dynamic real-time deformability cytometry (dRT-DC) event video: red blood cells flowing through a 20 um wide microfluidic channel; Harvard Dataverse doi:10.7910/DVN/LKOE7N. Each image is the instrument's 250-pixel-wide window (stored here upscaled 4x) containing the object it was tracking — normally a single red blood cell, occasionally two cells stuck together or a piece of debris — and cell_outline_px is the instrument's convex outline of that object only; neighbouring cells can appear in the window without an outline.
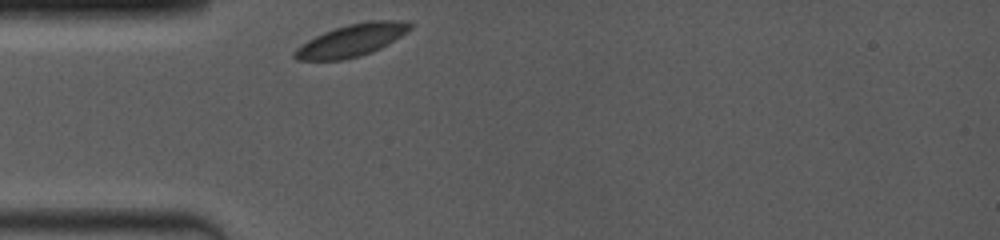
{"species": "common noctule bat (a hibernating species)", "species_latin": "Nyctalus noctula", "temperature_condition": "room temperature", "stored_images_in_passage": 39, "camera_frame_rate_fps": 4000, "um_per_image_px": 0.085, "animal": {"sex": "female", "body_mass_g": 19.0, "forearm_length_mm": 53.3}, "frame": {"image": 1, "passage_image": 1, "time_ms": 0.0, "image_size_px": [1000, 240], "cell_outline_px": [[412, 28], [400, 36], [380, 48], [372, 52], [360, 56], [344, 60], [296, 60], [292, 56], [292, 52], [296, 48], [308, 40], [324, 32], [348, 24], [368, 20], [408, 20], [412, 24]], "centroid_in_image_um": [29.89, 3.42], "position_along_channel_um": 55.1, "area_um2": 21.73}}
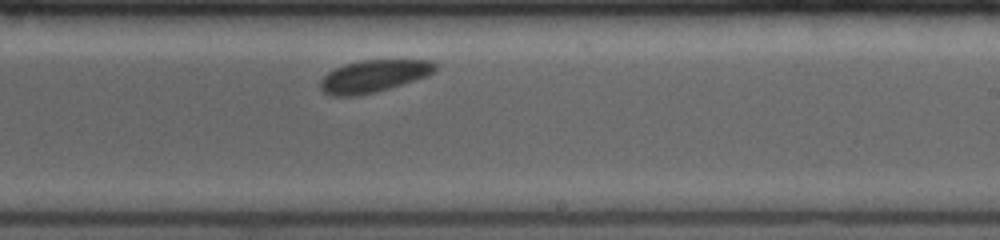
{"frame": {"image": 2, "passage_image": 23, "time_ms": 5.5, "image_size_px": [1000, 240], "cell_outline_px": [[440, 64], [428, 76], [376, 92], [356, 96], [332, 96], [324, 92], [320, 88], [320, 80], [328, 72], [344, 64], [360, 60], [432, 60]], "centroid_in_image_um": [31.77, 6.46], "position_along_channel_um": 257.2, "area_um2": 21.68}}
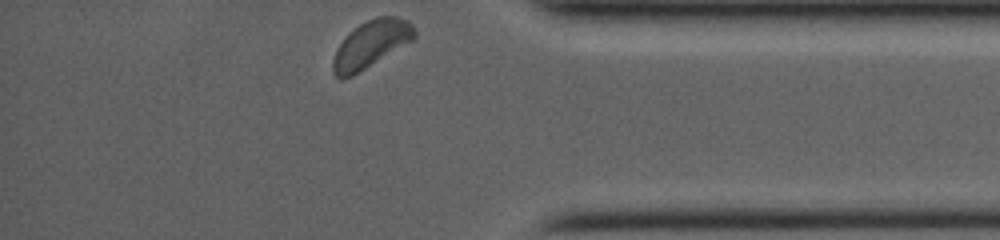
{"frame": {"image": 3, "passage_image": 39, "time_ms": 9.5, "image_size_px": [1000, 240], "cell_outline_px": [[416, 36], [412, 40], [352, 76], [336, 76], [332, 72], [332, 60], [336, 48], [360, 24], [376, 16], [396, 16], [408, 20], [412, 24], [416, 32]], "centroid_in_image_um": [31.55, 3.73], "position_along_channel_um": 403.6, "area_um2": 21.73}, "authors_computed_cell_mechanics": {"area_um2": 21.6172, "velocity_mm_per_s": 3.805, "shape_relaxation_time_tau1_ms": 9.1523, "shape_relaxation_time_tau2_ms": null, "deformation_change_tau1": 0.2999, "deformation_change_tau2": null}}